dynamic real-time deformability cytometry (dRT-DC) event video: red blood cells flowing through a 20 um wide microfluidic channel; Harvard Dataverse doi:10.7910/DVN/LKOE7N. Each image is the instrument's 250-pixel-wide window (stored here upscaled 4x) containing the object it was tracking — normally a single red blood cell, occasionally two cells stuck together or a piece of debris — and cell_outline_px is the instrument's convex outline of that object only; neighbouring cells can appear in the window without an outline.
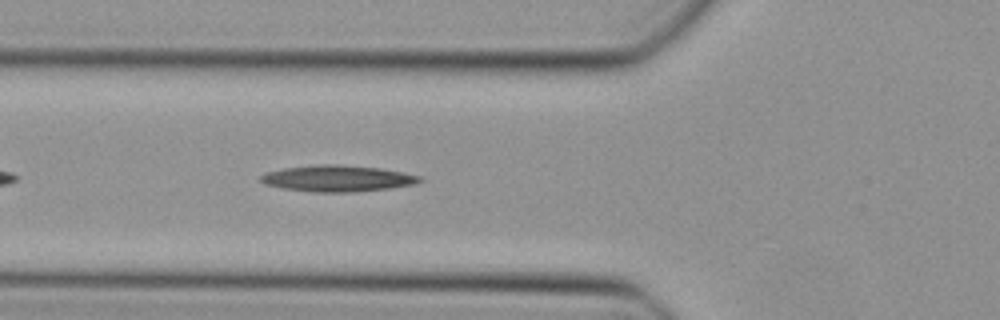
{"species": "Egyptian fruit bat (a non-hibernating species)", "species_latin": "Rousettus aegyptiacus", "temperature_condition": "cold", "stored_images_in_passage": 35, "camera_frame_rate_fps": 3000, "um_per_image_px": 0.085, "animal": {"sex": "female"}, "frame": {"image": 1, "passage_image": 5, "time_ms": 1.333, "image_size_px": [1000, 320], "cell_outline_px": [[424, 180], [416, 184], [388, 188], [352, 192], [316, 192], [284, 188], [264, 184], [260, 180], [260, 176], [268, 172], [284, 168], [316, 164], [340, 164], [380, 168], [420, 176]], "centroid_in_image_um": [28.69, 15.16], "position_along_channel_um": 97.1, "area_um2": 24.22}}
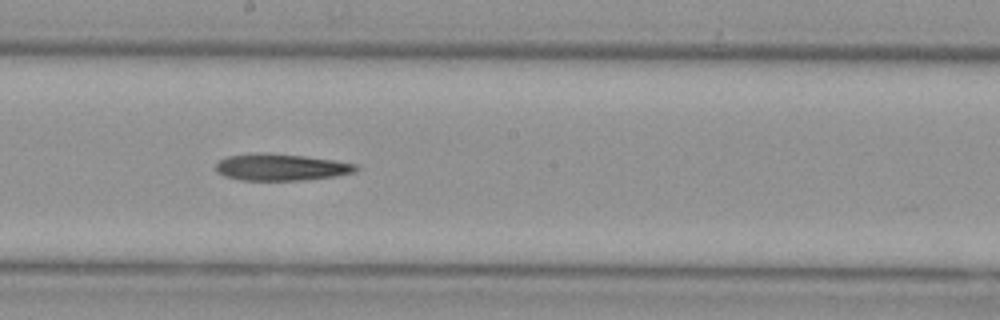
{"frame": {"image": 2, "passage_image": 14, "time_ms": 4.333, "image_size_px": [1000, 320], "cell_outline_px": [[360, 168], [356, 172], [336, 176], [304, 180], [240, 180], [224, 176], [216, 172], [216, 164], [220, 160], [228, 156], [256, 152], [264, 152], [304, 156], [332, 160], [356, 164]], "centroid_in_image_um": [23.88, 14.21], "position_along_channel_um": 224.3, "area_um2": 21.96}}
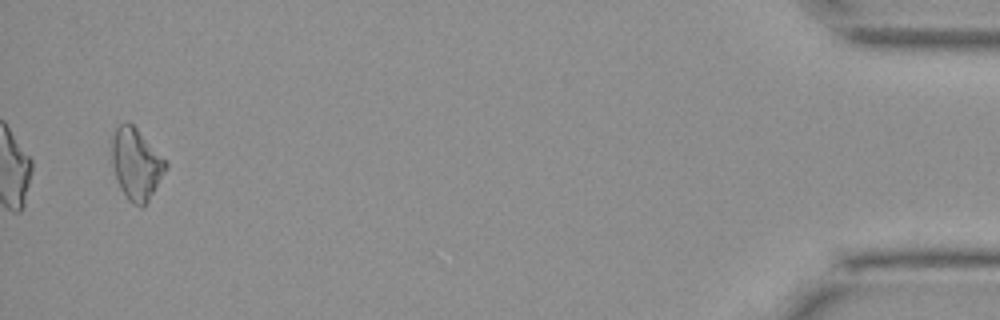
{"frame": {"image": 3, "passage_image": 34, "time_ms": 11.0, "image_size_px": [1000, 320], "cell_outline_px": [[168, 168], [148, 200], [140, 208], [132, 204], [128, 200], [116, 176], [112, 164], [112, 136], [116, 128], [120, 124], [132, 124], [168, 160]], "centroid_in_image_um": [11.61, 13.94], "position_along_channel_um": 423.6, "area_um2": 22.2}}